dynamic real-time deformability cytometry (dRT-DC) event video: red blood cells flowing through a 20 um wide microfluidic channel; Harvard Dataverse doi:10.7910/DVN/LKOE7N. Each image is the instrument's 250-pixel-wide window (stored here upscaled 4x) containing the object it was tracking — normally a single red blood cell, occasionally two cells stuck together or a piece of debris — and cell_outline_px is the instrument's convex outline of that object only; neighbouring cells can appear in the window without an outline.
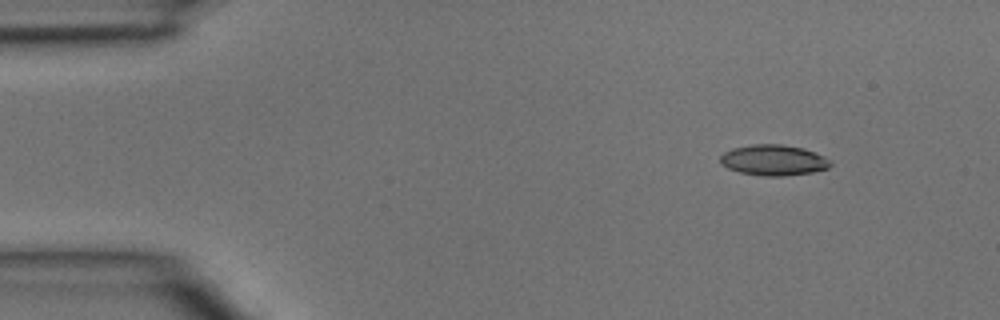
{"species": "common noctule bat (a hibernating species)", "species_latin": "Nyctalus noctula", "temperature_condition": "room temperature", "stored_images_in_passage": 2, "camera_frame_rate_fps": 3000, "um_per_image_px": 0.085, "animal": {"sex": "male", "body_mass_g": 15.6}, "frame": {"image": 1, "passage_image": 1, "time_ms": 0.0, "image_size_px": [1000, 320], "cell_outline_px": [[832, 164], [828, 168], [812, 172], [780, 176], [764, 176], [740, 172], [728, 168], [720, 160], [720, 156], [724, 152], [732, 148], [752, 144], [780, 144], [804, 148], [824, 156], [832, 160]], "centroid_in_image_um": [65.78, 13.6], "position_along_channel_um": 19.2, "area_um2": 19.65}}